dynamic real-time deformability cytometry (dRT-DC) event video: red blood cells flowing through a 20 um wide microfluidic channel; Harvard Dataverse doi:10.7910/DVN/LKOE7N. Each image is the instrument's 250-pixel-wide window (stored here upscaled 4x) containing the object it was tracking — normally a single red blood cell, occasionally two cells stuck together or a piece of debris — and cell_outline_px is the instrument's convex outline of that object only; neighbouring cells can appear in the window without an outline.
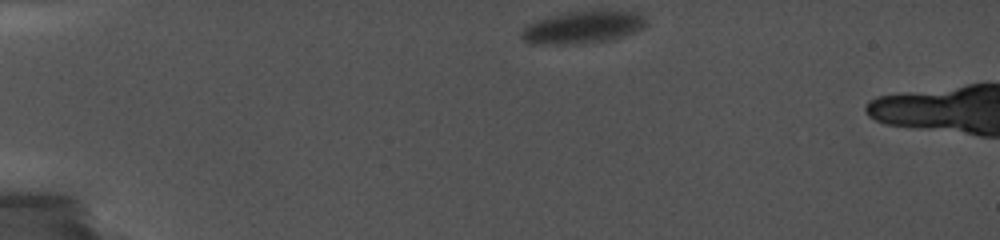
{"species": "common noctule bat (a hibernating species)", "species_latin": "Nyctalus noctula", "temperature_condition": "cold", "stored_images_in_passage": 66, "camera_frame_rate_fps": 5000, "um_per_image_px": 0.085, "animal": {"sex": "female", "body_mass_g": 19.0, "forearm_length_mm": 56.7}, "frame": {"image": 1, "passage_image": 1, "time_ms": 0.0, "image_size_px": [1000, 240], "cell_outline_px": [[648, 24], [644, 28], [612, 40], [572, 44], [528, 44], [520, 36], [520, 32], [528, 24], [536, 20], [548, 16], [564, 12], [640, 12], [648, 20]], "centroid_in_image_um": [49.51, 2.33], "position_along_channel_um": 35.5, "area_um2": 23.47}}
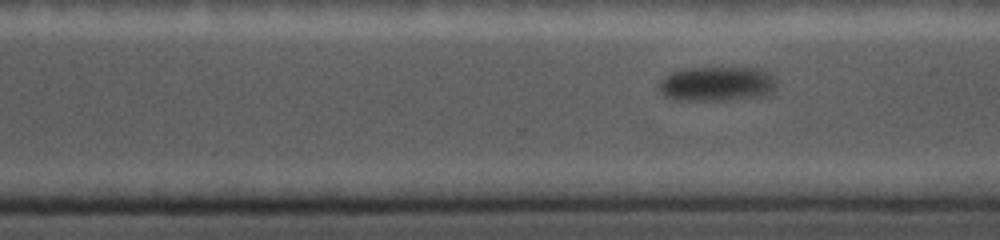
{"frame": {"image": 2, "passage_image": 46, "time_ms": 10.0, "image_size_px": [1000, 240], "cell_outline_px": [[776, 84], [772, 92], [768, 96], [724, 100], [676, 100], [664, 96], [660, 92], [660, 84], [672, 72], [688, 68], [756, 68], [772, 76], [776, 80]], "centroid_in_image_um": [60.97, 7.15], "position_along_channel_um": 309.6, "area_um2": 23.47}}
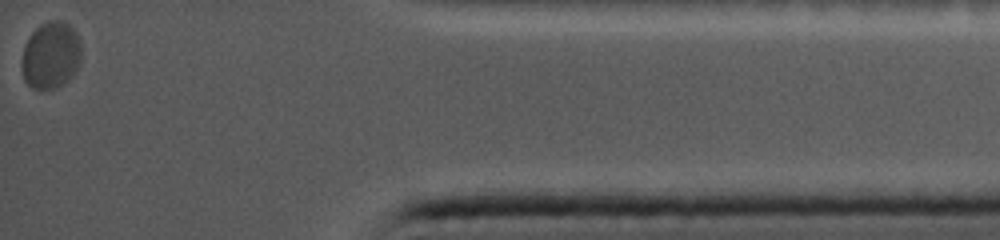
{"frame": {"image": 3, "passage_image": 66, "time_ms": 14.4, "image_size_px": [1000, 240], "cell_outline_px": [[80, 64], [64, 84], [56, 88], [32, 88], [24, 80], [20, 60], [24, 48], [32, 32], [40, 24], [48, 20], [60, 20], [68, 24], [76, 32], [80, 44]], "centroid_in_image_um": [4.3, 4.69], "position_along_channel_um": 430.9, "area_um2": 23.18}}